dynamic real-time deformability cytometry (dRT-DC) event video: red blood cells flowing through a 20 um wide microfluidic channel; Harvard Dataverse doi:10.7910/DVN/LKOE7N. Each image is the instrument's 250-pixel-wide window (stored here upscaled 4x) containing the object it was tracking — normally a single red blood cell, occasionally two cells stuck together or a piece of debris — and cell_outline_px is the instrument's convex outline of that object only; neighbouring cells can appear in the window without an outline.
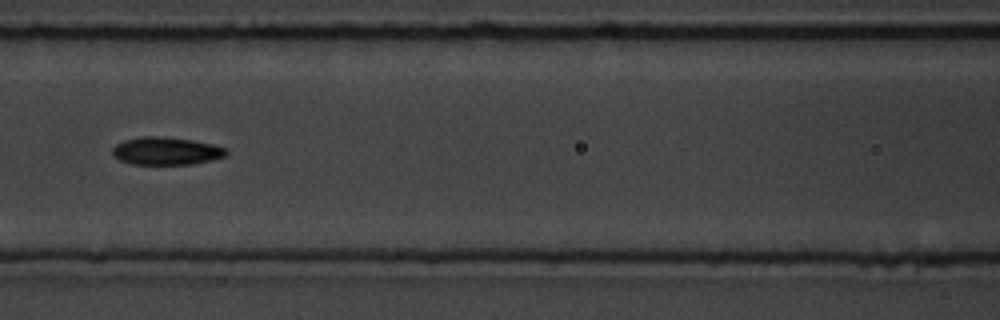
{"species": "common noctule bat (a hibernating species)", "species_latin": "Nyctalus noctula", "temperature_condition": "room temperature", "stored_images_in_passage": 11, "camera_frame_rate_fps": 3000, "um_per_image_px": 0.085, "animal": {"sex": "male", "body_mass_g": 19.5, "forearm_length_mm": 54.6}, "frame": {"image": 1, "passage_image": 7, "time_ms": 6.667, "image_size_px": [1000, 320], "cell_outline_px": [[228, 152], [224, 156], [212, 160], [192, 164], [132, 164], [120, 160], [112, 156], [112, 148], [116, 144], [124, 140], [144, 136], [156, 136], [192, 140], [212, 144], [228, 148]], "centroid_in_image_um": [14.12, 12.84], "position_along_channel_um": 152.5, "area_um2": 18.38}}
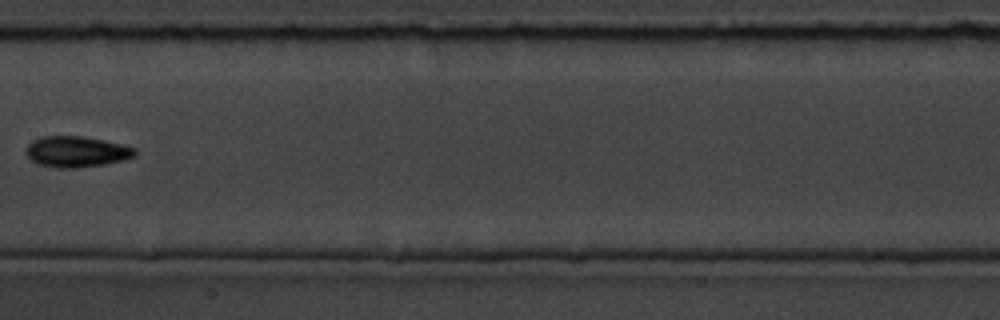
{"frame": {"image": 2, "passage_image": 8, "time_ms": 8.0, "image_size_px": [1000, 320], "cell_outline_px": [[136, 156], [124, 160], [104, 164], [80, 168], [56, 168], [36, 164], [24, 152], [24, 148], [32, 140], [40, 136], [84, 136], [104, 140], [136, 148]], "centroid_in_image_um": [6.46, 12.89], "position_along_channel_um": 200.9, "area_um2": 19.94}}
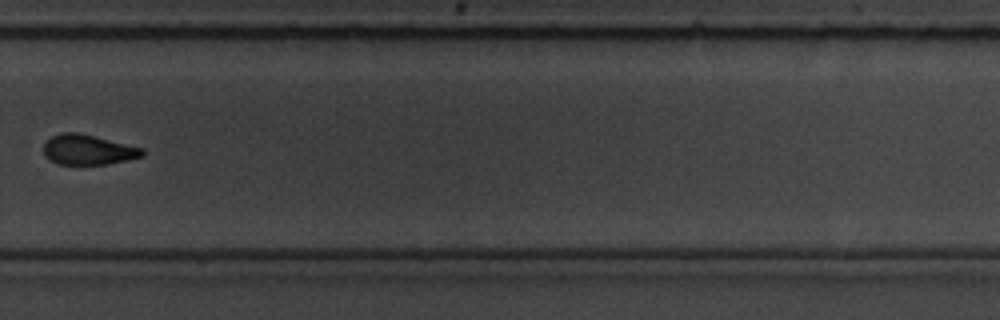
{"frame": {"image": 3, "passage_image": 11, "time_ms": 11.333, "image_size_px": [1000, 320], "cell_outline_px": [[144, 156], [128, 160], [108, 164], [56, 164], [48, 160], [44, 156], [44, 144], [52, 136], [60, 132], [76, 132], [144, 148]], "centroid_in_image_um": [7.47, 12.74], "position_along_channel_um": 322.3, "area_um2": 17.34}}